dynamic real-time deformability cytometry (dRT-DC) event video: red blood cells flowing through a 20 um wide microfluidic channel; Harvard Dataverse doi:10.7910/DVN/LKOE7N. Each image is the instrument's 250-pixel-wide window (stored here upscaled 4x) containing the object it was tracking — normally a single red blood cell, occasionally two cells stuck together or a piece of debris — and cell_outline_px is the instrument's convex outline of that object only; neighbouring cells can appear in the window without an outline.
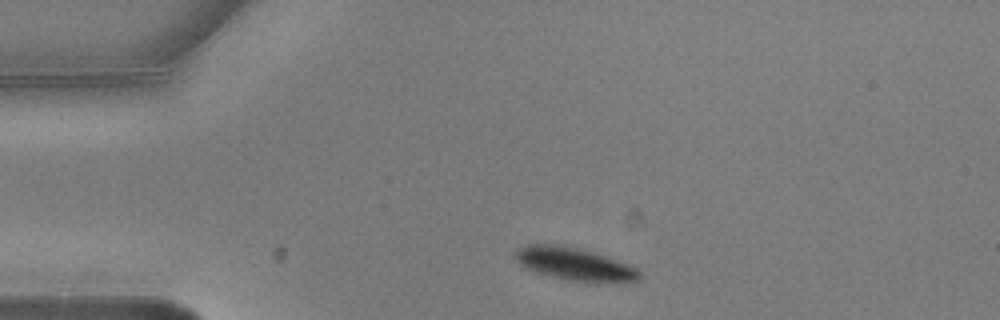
{"species": "common noctule bat (a hibernating species)", "species_latin": "Nyctalus noctula", "temperature_condition": "warm", "stored_images_in_passage": 2, "camera_frame_rate_fps": 3000, "um_per_image_px": 0.085, "animal": {"sex": "male", "body_mass_g": 20.5, "forearm_length_mm": 52.5}, "frame": {"image": 1, "passage_image": 1, "time_ms": 0.0, "image_size_px": [1000, 320], "cell_outline_px": [[644, 276], [640, 280], [628, 284], [592, 284], [568, 280], [536, 272], [524, 268], [516, 260], [516, 252], [524, 244], [552, 244], [576, 248], [592, 252], [628, 264], [636, 268]], "centroid_in_image_um": [48.95, 22.51], "position_along_channel_um": 36.0, "area_um2": 24.28}}